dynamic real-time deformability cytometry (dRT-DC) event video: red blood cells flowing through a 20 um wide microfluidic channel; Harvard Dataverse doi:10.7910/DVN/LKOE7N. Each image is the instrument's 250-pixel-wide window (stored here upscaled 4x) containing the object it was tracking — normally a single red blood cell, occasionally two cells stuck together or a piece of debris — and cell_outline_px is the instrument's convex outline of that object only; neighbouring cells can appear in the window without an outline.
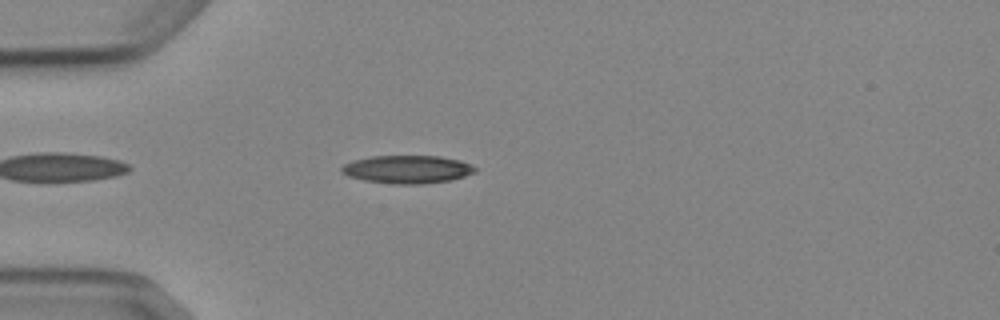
{"species": "Egyptian fruit bat (a non-hibernating species)", "species_latin": "Rousettus aegyptiacus", "temperature_condition": "cold", "stored_images_in_passage": 4, "camera_frame_rate_fps": 3000, "um_per_image_px": 0.085, "animal": {"sex": "female"}, "frame": {"image": 1, "passage_image": 4, "time_ms": 3.667, "image_size_px": [1000, 320], "cell_outline_px": [[476, 172], [452, 180], [420, 184], [392, 184], [364, 180], [348, 176], [340, 172], [340, 168], [344, 164], [352, 160], [372, 156], [440, 156], [460, 160], [476, 168]], "centroid_in_image_um": [34.59, 14.39], "position_along_channel_um": 50.4, "area_um2": 21.85}}